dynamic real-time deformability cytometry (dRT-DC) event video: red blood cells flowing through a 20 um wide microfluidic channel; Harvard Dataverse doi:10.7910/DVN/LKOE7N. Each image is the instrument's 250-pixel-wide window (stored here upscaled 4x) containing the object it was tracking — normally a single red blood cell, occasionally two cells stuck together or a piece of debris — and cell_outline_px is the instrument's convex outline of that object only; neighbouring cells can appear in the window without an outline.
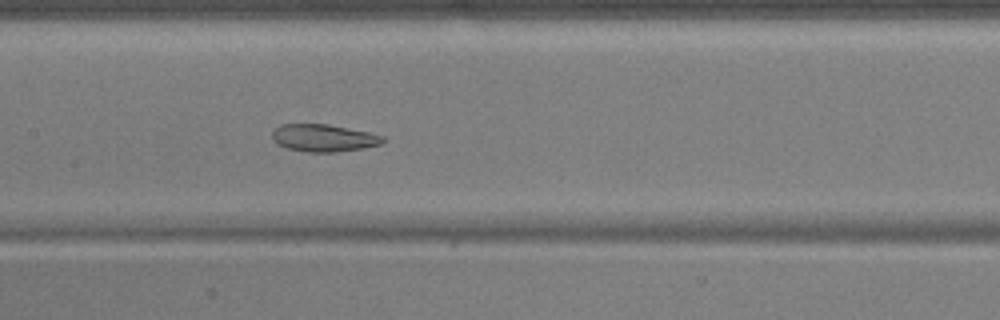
{"species": "common noctule bat (a hibernating species)", "species_latin": "Nyctalus noctula", "temperature_condition": "warm", "stored_images_in_passage": 43, "camera_frame_rate_fps": 3000, "um_per_image_px": 0.085, "animal": {"sex": "male", "body_mass_g": 17.9, "forearm_length_mm": 54.2}, "frame": {"image": 1, "passage_image": 16, "time_ms": 5.0, "image_size_px": [1000, 320], "cell_outline_px": [[384, 140], [380, 144], [364, 148], [336, 152], [308, 152], [288, 148], [276, 144], [272, 140], [272, 132], [280, 124], [328, 124], [368, 132], [384, 136]], "centroid_in_image_um": [27.48, 11.72], "position_along_channel_um": 179.9, "area_um2": 17.63}}
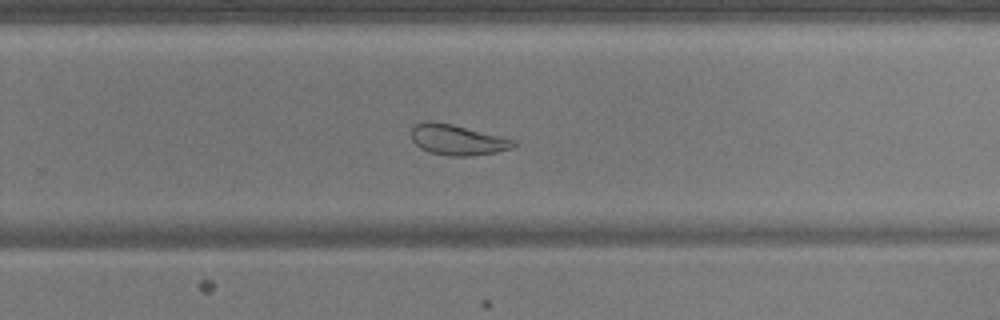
{"frame": {"image": 2, "passage_image": 25, "time_ms": 8.0, "image_size_px": [1000, 320], "cell_outline_px": [[516, 144], [512, 148], [496, 152], [464, 156], [448, 156], [428, 152], [420, 148], [412, 140], [412, 128], [416, 124], [424, 120], [432, 120], [452, 124], [504, 136], [516, 140]], "centroid_in_image_um": [38.88, 11.87], "position_along_channel_um": 290.9, "area_um2": 18.38}}
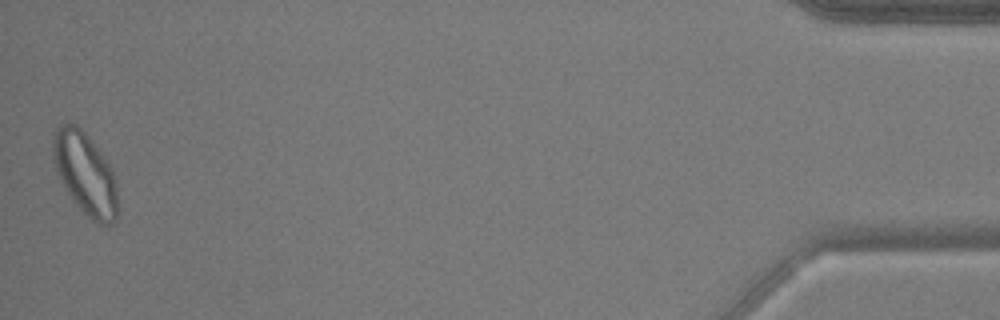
{"frame": {"image": 3, "passage_image": 43, "time_ms": 14.0, "image_size_px": [1000, 320], "cell_outline_px": [[116, 220], [112, 224], [100, 224], [92, 220], [72, 200], [64, 188], [56, 172], [52, 156], [52, 140], [56, 128], [64, 124], [76, 124], [84, 132], [112, 168], [116, 184]], "centroid_in_image_um": [7.21, 14.76], "position_along_channel_um": 428.0, "area_um2": 30.63}, "authors_computed_cell_mechanics": {"area_um2": 21.7328, "velocity_mm_per_s": 3.7184, "shape_relaxation_time_tau1_ms": null, "shape_relaxation_time_tau2_ms": 4.1609, "deformation_change_tau1": null, "deformation_change_tau2": 0.0981}}